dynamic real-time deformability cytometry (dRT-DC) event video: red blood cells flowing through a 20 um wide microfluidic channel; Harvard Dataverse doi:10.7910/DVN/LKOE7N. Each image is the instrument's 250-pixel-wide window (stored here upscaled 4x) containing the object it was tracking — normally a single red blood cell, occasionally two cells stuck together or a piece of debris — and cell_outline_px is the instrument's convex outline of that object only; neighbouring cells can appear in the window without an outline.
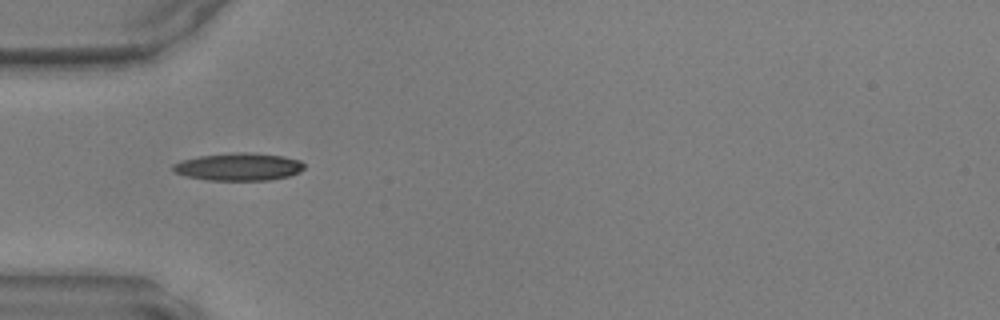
{"species": "common noctule bat (a hibernating species)", "species_latin": "Nyctalus noctula", "temperature_condition": "warm", "stored_images_in_passage": 30, "camera_frame_rate_fps": 3000, "um_per_image_px": 0.085, "animal": {"sex": "male", "body_mass_g": 17.9, "forearm_length_mm": 54.2}, "frame": {"image": 1, "passage_image": 1, "time_ms": 0.0, "image_size_px": [1000, 320], "cell_outline_px": [[304, 168], [300, 172], [288, 176], [268, 180], [208, 180], [188, 176], [176, 172], [172, 168], [172, 164], [180, 160], [200, 156], [232, 152], [252, 152], [284, 156], [300, 160], [304, 164]], "centroid_in_image_um": [20.3, 14.16], "position_along_channel_um": 64.7, "area_um2": 21.15}}
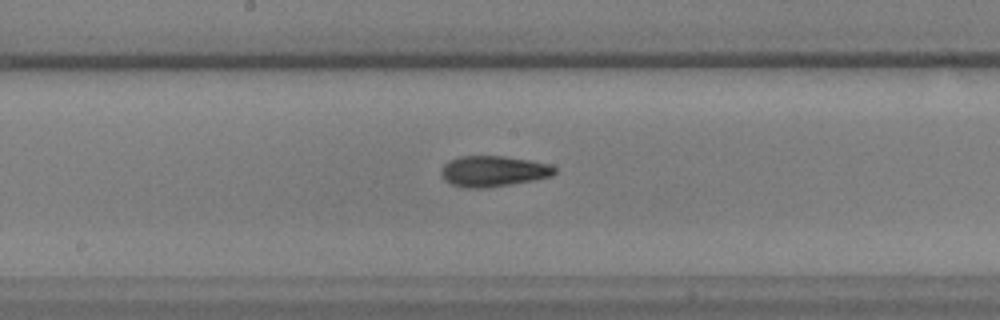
{"frame": {"image": 2, "passage_image": 11, "time_ms": 3.333, "image_size_px": [1000, 320], "cell_outline_px": [[556, 172], [552, 176], [532, 180], [488, 188], [468, 188], [452, 184], [444, 180], [440, 172], [444, 164], [448, 160], [460, 156], [504, 156], [552, 164], [556, 168]], "centroid_in_image_um": [41.92, 14.55], "position_along_channel_um": 206.3, "area_um2": 20.4}}
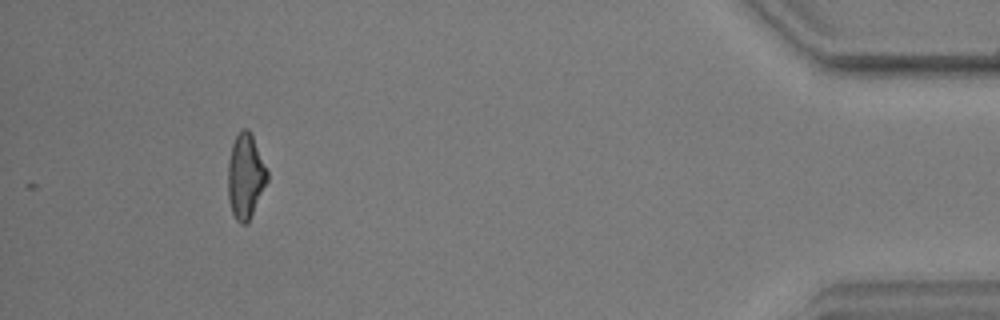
{"frame": {"image": 3, "passage_image": 30, "time_ms": 9.667, "image_size_px": [1000, 320], "cell_outline_px": [[268, 180], [248, 220], [244, 224], [240, 224], [236, 220], [232, 212], [228, 200], [228, 160], [232, 144], [236, 136], [244, 128], [248, 128], [252, 136], [268, 172]], "centroid_in_image_um": [20.84, 14.97], "position_along_channel_um": 414.4, "area_um2": 19.02}}